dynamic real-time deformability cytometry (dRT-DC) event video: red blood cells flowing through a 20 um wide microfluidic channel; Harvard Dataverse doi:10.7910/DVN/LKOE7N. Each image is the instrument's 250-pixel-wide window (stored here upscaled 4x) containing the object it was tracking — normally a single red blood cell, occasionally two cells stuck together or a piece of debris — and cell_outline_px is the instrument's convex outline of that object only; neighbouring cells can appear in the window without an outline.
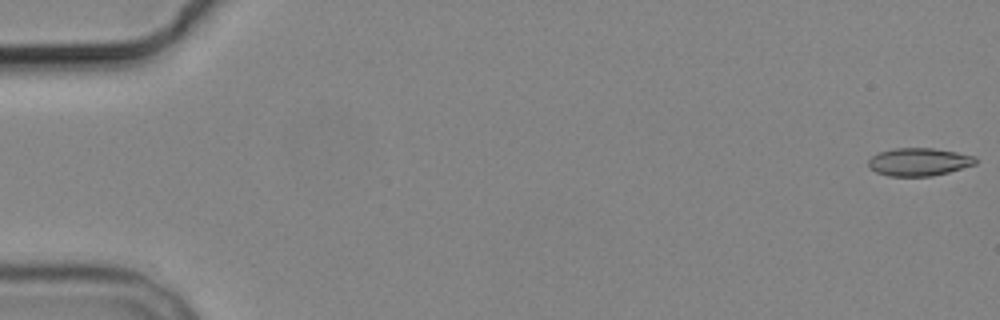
{"species": "common noctule bat (a hibernating species)", "species_latin": "Nyctalus noctula", "temperature_condition": "cold", "stored_images_in_passage": 5, "camera_frame_rate_fps": 3000, "um_per_image_px": 0.085, "animal": {"sex": "male", "body_mass_g": 19.2, "forearm_length_mm": 51.8}, "frame": {"image": 1, "passage_image": 1, "time_ms": 0.0, "image_size_px": [1000, 320], "cell_outline_px": [[976, 164], [948, 172], [932, 176], [888, 176], [876, 172], [868, 164], [868, 160], [872, 156], [880, 152], [896, 148], [932, 148], [956, 152], [976, 156]], "centroid_in_image_um": [78.12, 13.76], "position_along_channel_um": 6.9, "area_um2": 17.28}}
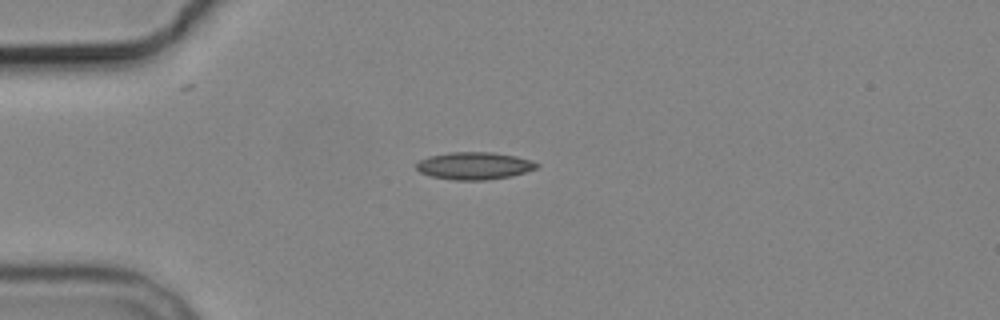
{"frame": {"image": 2, "passage_image": 5, "time_ms": 4.667, "image_size_px": [1000, 320], "cell_outline_px": [[540, 164], [536, 168], [512, 176], [484, 180], [452, 180], [432, 176], [420, 172], [416, 168], [416, 164], [420, 160], [428, 156], [448, 152], [492, 152], [516, 156], [532, 160]], "centroid_in_image_um": [40.31, 14.08], "position_along_channel_um": 44.7, "area_um2": 19.25}}